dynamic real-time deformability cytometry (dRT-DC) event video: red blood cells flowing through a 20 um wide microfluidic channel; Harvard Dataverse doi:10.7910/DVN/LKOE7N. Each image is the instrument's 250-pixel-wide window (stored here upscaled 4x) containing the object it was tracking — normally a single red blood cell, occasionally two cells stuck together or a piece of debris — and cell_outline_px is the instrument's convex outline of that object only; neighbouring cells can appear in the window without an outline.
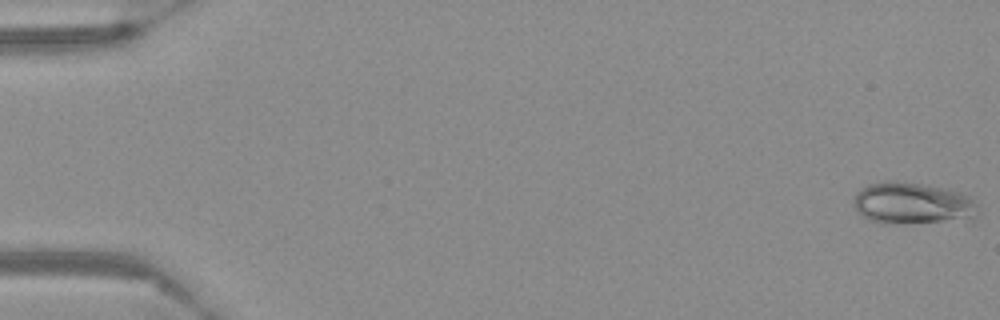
{"species": "Egyptian fruit bat (a non-hibernating species)", "species_latin": "Rousettus aegyptiacus", "temperature_condition": "warm", "stored_images_in_passage": 57, "camera_frame_rate_fps": 3000, "um_per_image_px": 0.085, "frame": {"image": 1, "passage_image": 1, "time_ms": 0.0, "image_size_px": [1000, 320], "cell_outline_px": [[980, 212], [972, 220], [904, 224], [880, 224], [868, 220], [860, 216], [856, 212], [852, 204], [852, 200], [856, 192], [860, 188], [868, 184], [884, 180], [896, 180], [948, 188], [964, 192], [972, 196]], "centroid_in_image_um": [77.56, 17.29], "position_along_channel_um": 7.4, "area_um2": 31.79}}
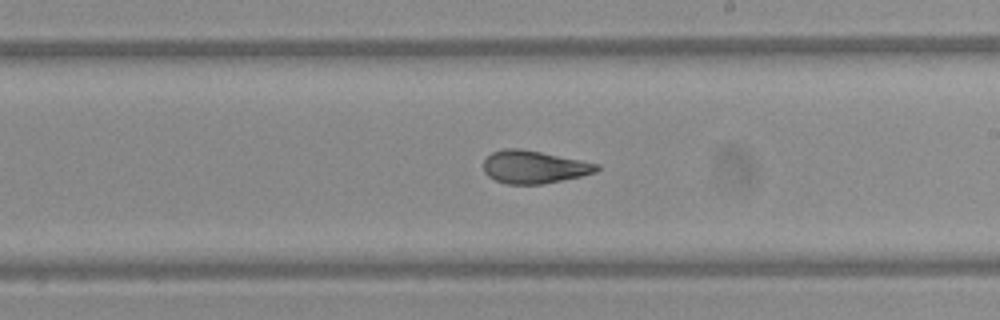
{"frame": {"image": 2, "passage_image": 34, "time_ms": 11.0, "image_size_px": [1000, 320], "cell_outline_px": [[600, 168], [596, 172], [580, 176], [544, 184], [508, 184], [496, 180], [488, 176], [484, 172], [484, 160], [492, 152], [504, 148], [520, 148], [600, 164]], "centroid_in_image_um": [45.38, 14.19], "position_along_channel_um": 243.6, "area_um2": 21.5}}
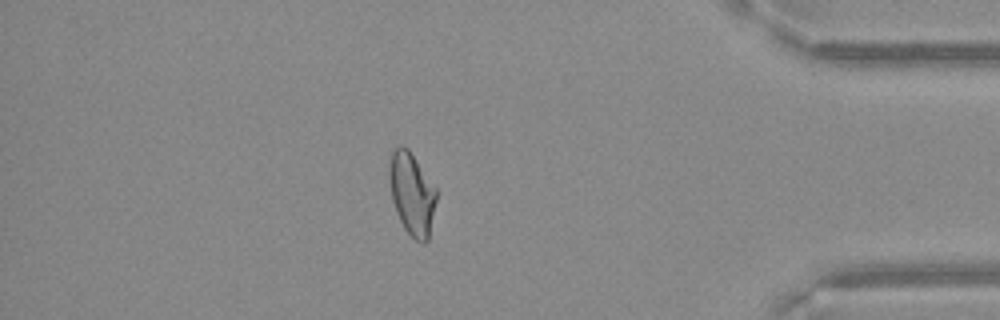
{"frame": {"image": 3, "passage_image": 50, "time_ms": 16.333, "image_size_px": [1000, 320], "cell_outline_px": [[436, 200], [428, 240], [424, 244], [416, 240], [404, 228], [396, 212], [392, 200], [388, 176], [388, 168], [392, 148], [400, 144], [404, 144], [408, 148], [436, 188]], "centroid_in_image_um": [34.98, 16.41], "position_along_channel_um": 400.2, "area_um2": 22.72}}